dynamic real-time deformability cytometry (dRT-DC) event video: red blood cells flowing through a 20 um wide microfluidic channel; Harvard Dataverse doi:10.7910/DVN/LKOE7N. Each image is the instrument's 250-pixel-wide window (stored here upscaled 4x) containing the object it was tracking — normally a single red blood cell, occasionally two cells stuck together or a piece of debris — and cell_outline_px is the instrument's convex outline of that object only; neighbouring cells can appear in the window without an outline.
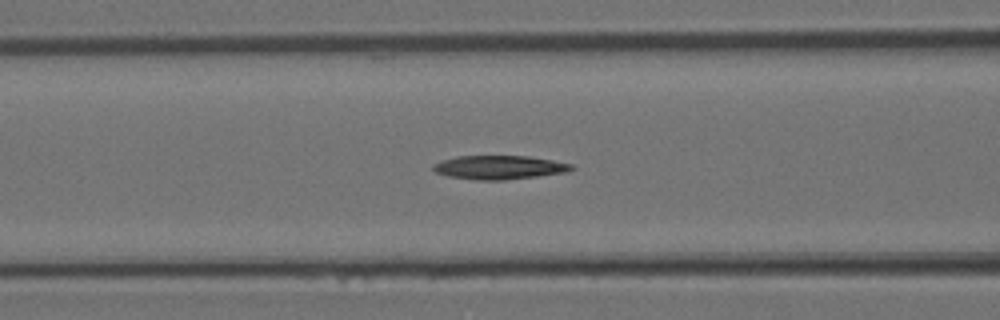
{"species": "Egyptian fruit bat (a non-hibernating species)", "species_latin": "Rousettus aegyptiacus", "temperature_condition": "room temperature", "stored_images_in_passage": 38, "camera_frame_rate_fps": 3000, "um_per_image_px": 0.085, "animal": {"sex": "female"}, "frame": {"image": 1, "passage_image": 15, "time_ms": 4.667, "image_size_px": [1000, 320], "cell_outline_px": [[576, 168], [568, 172], [504, 180], [476, 180], [448, 176], [436, 172], [432, 168], [432, 164], [456, 156], [528, 156], [552, 160], [572, 164]], "centroid_in_image_um": [42.45, 14.23], "position_along_channel_um": 124.1, "area_um2": 19.13}}
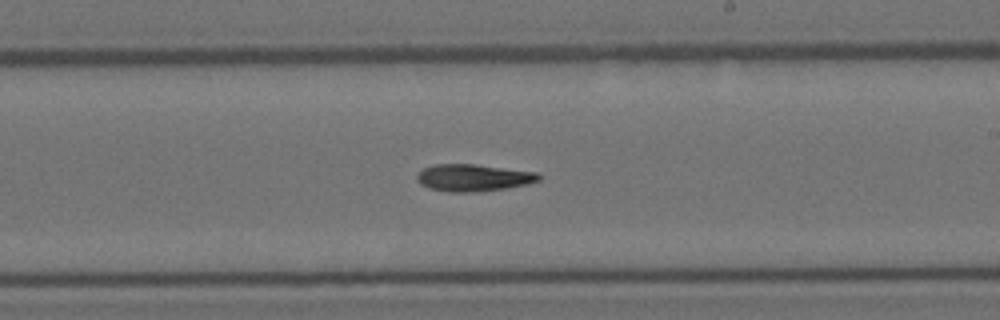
{"frame": {"image": 2, "passage_image": 22, "time_ms": 7.0, "image_size_px": [1000, 320], "cell_outline_px": [[544, 176], [540, 180], [528, 184], [508, 188], [472, 192], [448, 192], [428, 188], [420, 184], [416, 180], [416, 176], [424, 168], [436, 164], [476, 164], [536, 172]], "centroid_in_image_um": [40.26, 15.11], "position_along_channel_um": 248.7, "area_um2": 19.36}}
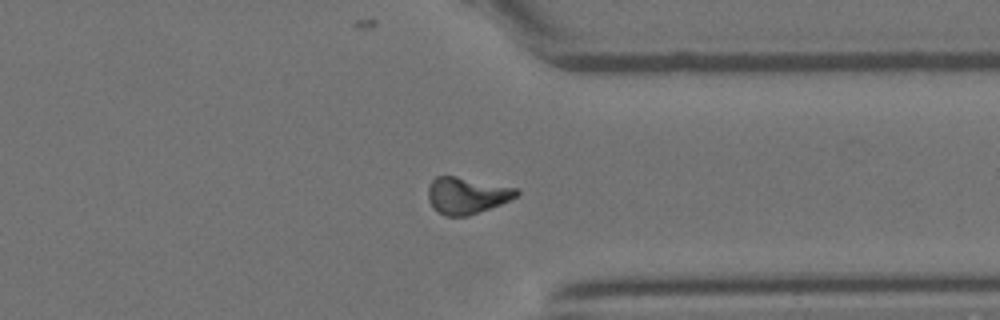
{"frame": {"image": 3, "passage_image": 29, "time_ms": 9.333, "image_size_px": [1000, 320], "cell_outline_px": [[520, 192], [516, 196], [500, 204], [468, 216], [444, 216], [428, 200], [428, 188], [432, 180], [436, 176], [456, 176], [516, 188]], "centroid_in_image_um": [39.65, 16.61], "position_along_channel_um": 371.7, "area_um2": 18.5}}